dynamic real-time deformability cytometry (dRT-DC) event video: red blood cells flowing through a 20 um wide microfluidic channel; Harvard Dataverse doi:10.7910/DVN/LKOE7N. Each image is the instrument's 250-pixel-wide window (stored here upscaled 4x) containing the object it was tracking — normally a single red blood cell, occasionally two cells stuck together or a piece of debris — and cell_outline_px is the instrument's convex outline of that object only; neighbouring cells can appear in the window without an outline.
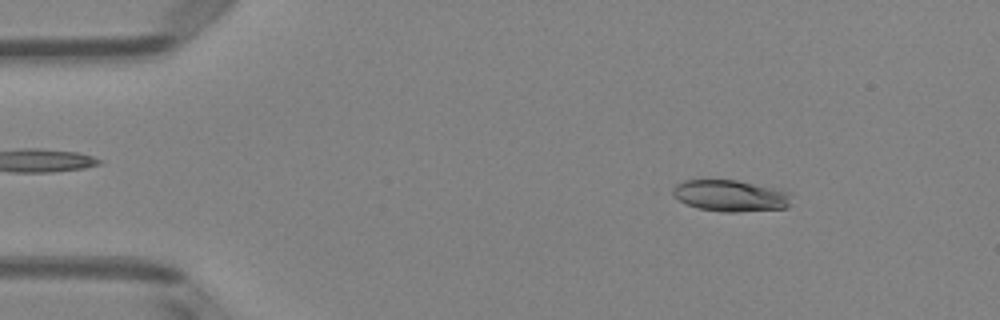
{"species": "Egyptian fruit bat (a non-hibernating species)", "species_latin": "Rousettus aegyptiacus", "temperature_condition": "room temperature", "stored_images_in_passage": 51, "camera_frame_rate_fps": 3000, "um_per_image_px": 0.085, "animal": {"sex": "female"}, "frame": {"image": 1, "passage_image": 7, "time_ms": 2.0, "image_size_px": [1000, 320], "cell_outline_px": [[792, 192], [788, 208], [736, 212], [724, 212], [696, 208], [664, 192], [676, 184], [684, 180], [736, 180], [784, 188]], "centroid_in_image_um": [62.09, 16.62], "position_along_channel_um": 22.9, "area_um2": 22.54}}
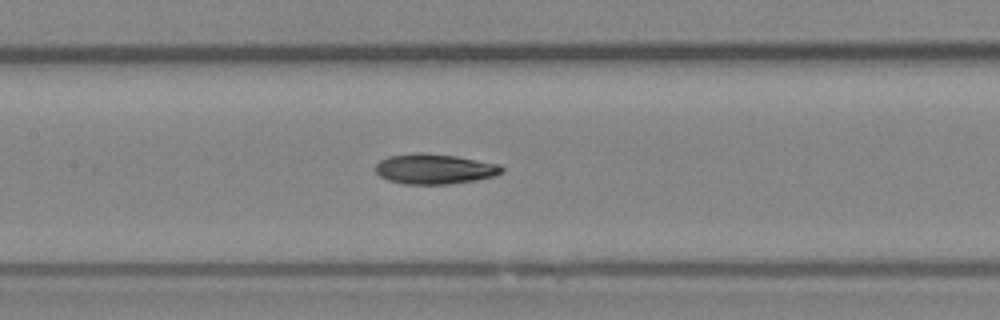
{"frame": {"image": 2, "passage_image": 24, "time_ms": 7.667, "image_size_px": [1000, 320], "cell_outline_px": [[504, 168], [500, 172], [492, 176], [476, 180], [448, 184], [404, 184], [388, 180], [380, 176], [376, 172], [376, 164], [380, 160], [388, 156], [416, 152], [420, 152], [456, 156], [500, 164]], "centroid_in_image_um": [36.9, 14.35], "position_along_channel_um": 170.5, "area_um2": 22.14}}
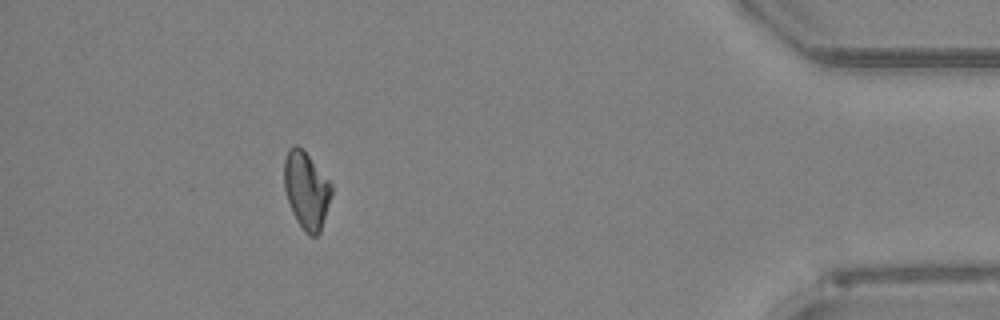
{"frame": {"image": 3, "passage_image": 46, "time_ms": 15.0, "image_size_px": [1000, 320], "cell_outline_px": [[332, 192], [320, 232], [316, 236], [308, 236], [304, 232], [296, 220], [292, 212], [284, 188], [284, 160], [288, 148], [292, 144], [296, 144], [308, 156], [332, 184]], "centroid_in_image_um": [26.02, 16.18], "position_along_channel_um": 409.2, "area_um2": 21.1}}